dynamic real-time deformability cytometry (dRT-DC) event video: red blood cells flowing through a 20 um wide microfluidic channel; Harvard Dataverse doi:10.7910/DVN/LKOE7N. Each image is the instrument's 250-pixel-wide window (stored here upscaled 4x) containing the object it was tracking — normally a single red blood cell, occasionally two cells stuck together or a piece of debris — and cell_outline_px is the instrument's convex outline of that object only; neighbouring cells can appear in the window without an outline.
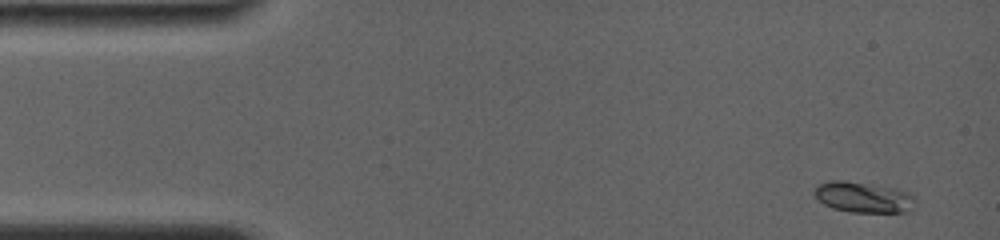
{"species": "common noctule bat (a hibernating species)", "species_latin": "Nyctalus noctula", "temperature_condition": "room temperature", "stored_images_in_passage": 4, "camera_frame_rate_fps": 4000, "um_per_image_px": 0.085, "animal": {"sex": "female", "body_mass_g": 19.0, "forearm_length_mm": 56.7}, "frame": {"image": 1, "passage_image": 1, "time_ms": 0.0, "image_size_px": [1000, 240], "cell_outline_px": [[916, 200], [912, 208], [908, 212], [848, 212], [832, 208], [824, 204], [812, 192], [812, 188], [816, 184], [828, 180], [844, 180], [896, 188], [908, 192]], "centroid_in_image_um": [73.34, 16.75], "position_along_channel_um": 11.7, "area_um2": 18.32}}
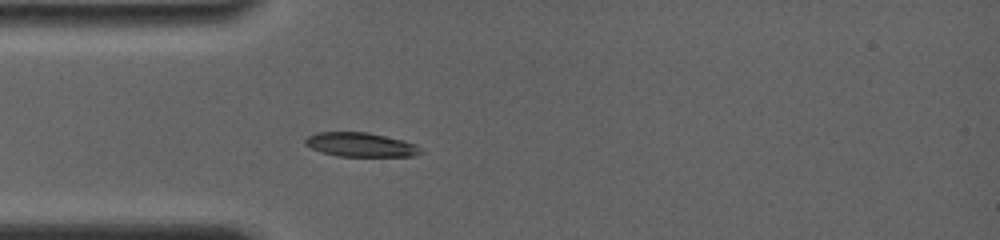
{"frame": {"image": 2, "passage_image": 4, "time_ms": 3.75, "image_size_px": [1000, 240], "cell_outline_px": [[424, 152], [412, 156], [336, 156], [312, 148], [304, 144], [304, 140], [308, 136], [316, 132], [368, 132], [416, 144]], "centroid_in_image_um": [30.64, 12.3], "position_along_channel_um": 54.4, "area_um2": 16.07}}